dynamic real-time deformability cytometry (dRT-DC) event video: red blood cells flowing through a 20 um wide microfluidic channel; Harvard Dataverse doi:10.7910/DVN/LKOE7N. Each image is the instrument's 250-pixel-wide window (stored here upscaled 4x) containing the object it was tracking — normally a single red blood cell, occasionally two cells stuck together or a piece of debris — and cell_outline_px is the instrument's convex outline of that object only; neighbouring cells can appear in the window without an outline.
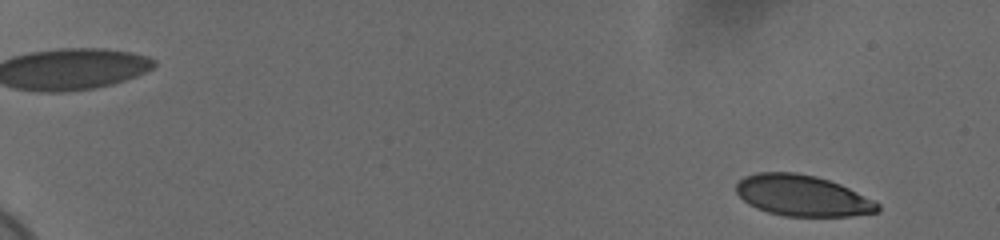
{"species": "human", "species_latin": "Homo sapiens", "temperature_condition": "cold", "stored_images_in_passage": 57, "camera_frame_rate_fps": 3000, "um_per_image_px": 0.085, "donor": {"sex": "female"}, "frame": {"image": 1, "passage_image": 3, "time_ms": 0.667, "image_size_px": [1000, 240], "cell_outline_px": [[880, 212], [852, 216], [784, 216], [768, 212], [756, 208], [748, 204], [736, 192], [736, 184], [744, 176], [760, 172], [796, 172], [816, 176], [840, 184], [880, 204]], "centroid_in_image_um": [68.2, 16.63], "position_along_channel_um": 16.8, "area_um2": 33.76}}
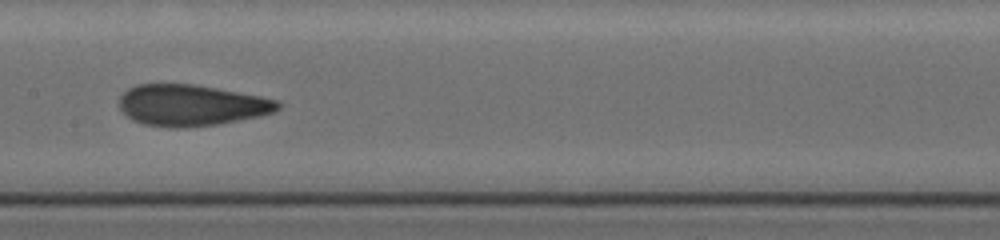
{"frame": {"image": 2, "passage_image": 32, "time_ms": 10.333, "image_size_px": [1000, 240], "cell_outline_px": [[280, 108], [272, 112], [260, 116], [216, 124], [184, 128], [168, 128], [144, 124], [132, 120], [120, 108], [120, 96], [128, 88], [136, 84], [192, 84], [216, 88], [260, 96], [280, 100]], "centroid_in_image_um": [16.25, 8.95], "position_along_channel_um": 191.2, "area_um2": 38.03}}
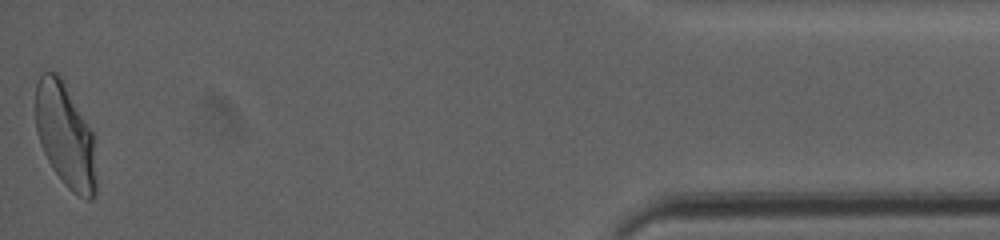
{"frame": {"image": 3, "passage_image": 57, "time_ms": 18.667, "image_size_px": [1000, 240], "cell_outline_px": [[96, 196], [92, 200], [88, 200], [72, 192], [64, 184], [52, 168], [40, 144], [36, 132], [36, 84], [40, 76], [44, 72], [56, 72], [60, 76], [92, 132], [96, 180]], "centroid_in_image_um": [5.54, 11.56], "position_along_channel_um": 429.7, "area_um2": 36.41}, "authors_computed_cell_mechanics": {"area_um2": 36.7608, "velocity_mm_per_s": 3.668, "shape_relaxation_time_tau1_ms": 7.3953, "shape_relaxation_time_tau2_ms": 0.8557, "deformation_change_tau1": 0.2092, "deformation_change_tau2": 0.0696}}